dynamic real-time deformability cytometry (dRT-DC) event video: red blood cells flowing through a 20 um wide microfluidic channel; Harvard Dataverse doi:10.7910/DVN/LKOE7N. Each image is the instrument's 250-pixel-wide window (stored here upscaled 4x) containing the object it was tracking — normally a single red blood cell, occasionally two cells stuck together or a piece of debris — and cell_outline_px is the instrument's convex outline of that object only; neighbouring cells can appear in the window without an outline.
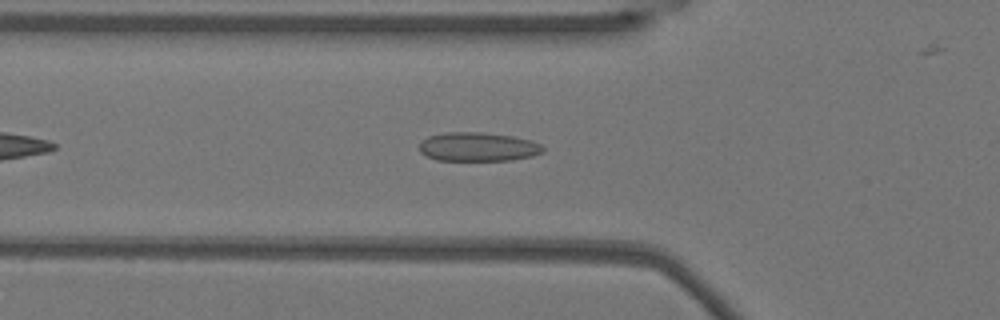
{"species": "Egyptian fruit bat (a non-hibernating species)", "species_latin": "Rousettus aegyptiacus", "temperature_condition": "warm", "stored_images_in_passage": 44, "camera_frame_rate_fps": 3000, "um_per_image_px": 0.085, "animal": {"sex": "female"}, "frame": {"image": 1, "passage_image": 8, "time_ms": 2.333, "image_size_px": [1000, 320], "cell_outline_px": [[544, 152], [532, 156], [512, 160], [436, 160], [420, 152], [420, 140], [428, 136], [444, 132], [484, 132], [512, 136], [532, 140], [540, 144], [544, 148]], "centroid_in_image_um": [40.63, 12.47], "position_along_channel_um": 85.2, "area_um2": 20.98}}
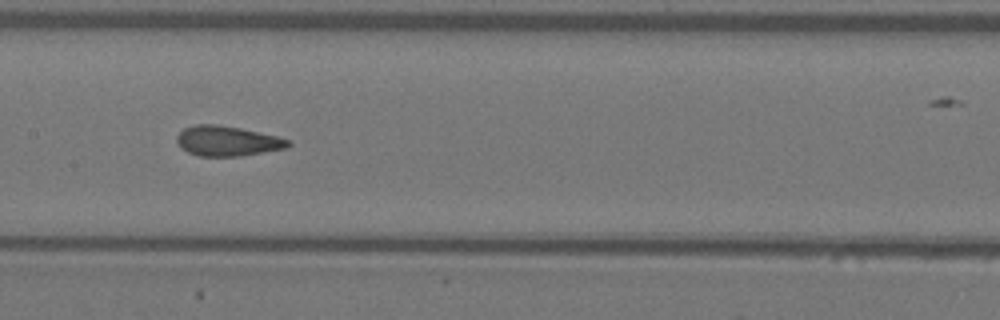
{"frame": {"image": 2, "passage_image": 16, "time_ms": 5.0, "image_size_px": [1000, 320], "cell_outline_px": [[292, 144], [288, 148], [240, 156], [200, 156], [188, 152], [180, 148], [176, 140], [176, 136], [184, 128], [196, 124], [216, 124], [240, 128], [276, 136], [292, 140]], "centroid_in_image_um": [19.33, 11.99], "position_along_channel_um": 188.1, "area_um2": 19.59}}
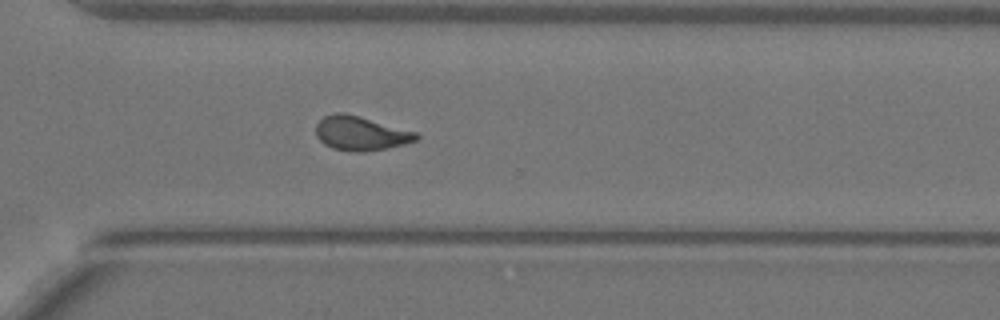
{"frame": {"image": 3, "passage_image": 28, "time_ms": 9.0, "image_size_px": [1000, 320], "cell_outline_px": [[420, 136], [416, 140], [404, 144], [364, 152], [356, 152], [332, 148], [324, 144], [316, 136], [316, 124], [324, 116], [336, 112], [344, 112], [360, 116], [416, 132]], "centroid_in_image_um": [30.63, 11.32], "position_along_channel_um": 340.0, "area_um2": 19.88}, "authors_computed_cell_mechanics": {"area_um2": 19.5653, "velocity_mm_per_s": 3.8221, "shape_relaxation_time_tau1_ms": null, "shape_relaxation_time_tau2_ms": 1.2632, "deformation_change_tau1": null, "deformation_change_tau2": 0.065}}